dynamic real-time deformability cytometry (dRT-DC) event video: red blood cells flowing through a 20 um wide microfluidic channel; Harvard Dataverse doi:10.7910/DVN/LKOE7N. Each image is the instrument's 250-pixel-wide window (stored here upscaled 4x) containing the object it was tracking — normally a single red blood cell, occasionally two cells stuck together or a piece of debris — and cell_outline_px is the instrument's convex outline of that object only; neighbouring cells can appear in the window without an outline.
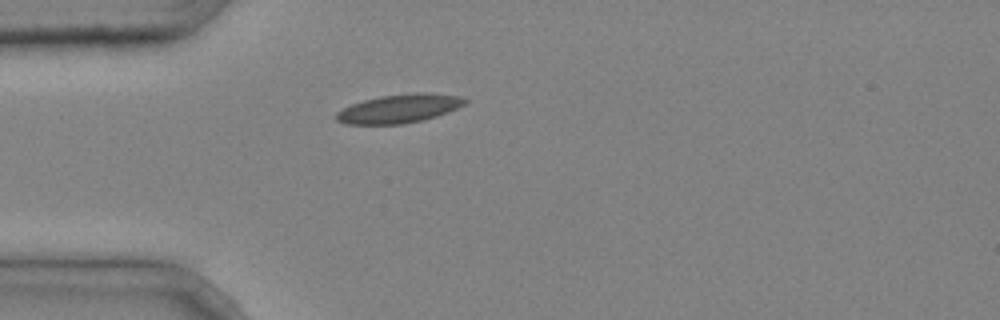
{"species": "common noctule bat (a hibernating species)", "species_latin": "Nyctalus noctula", "temperature_condition": "cold", "stored_images_in_passage": 1, "camera_frame_rate_fps": 3000, "um_per_image_px": 0.085, "animal": {"sex": "male", "body_mass_g": 20.4}, "frame": {"image": 1, "passage_image": 1, "time_ms": 0.0, "image_size_px": [1000, 320], "cell_outline_px": [[468, 100], [464, 104], [448, 112], [424, 120], [404, 124], [344, 124], [336, 120], [336, 112], [352, 104], [364, 100], [380, 96], [416, 92], [428, 92], [460, 96]], "centroid_in_image_um": [33.94, 9.23], "position_along_channel_um": 51.1, "area_um2": 21.5}}